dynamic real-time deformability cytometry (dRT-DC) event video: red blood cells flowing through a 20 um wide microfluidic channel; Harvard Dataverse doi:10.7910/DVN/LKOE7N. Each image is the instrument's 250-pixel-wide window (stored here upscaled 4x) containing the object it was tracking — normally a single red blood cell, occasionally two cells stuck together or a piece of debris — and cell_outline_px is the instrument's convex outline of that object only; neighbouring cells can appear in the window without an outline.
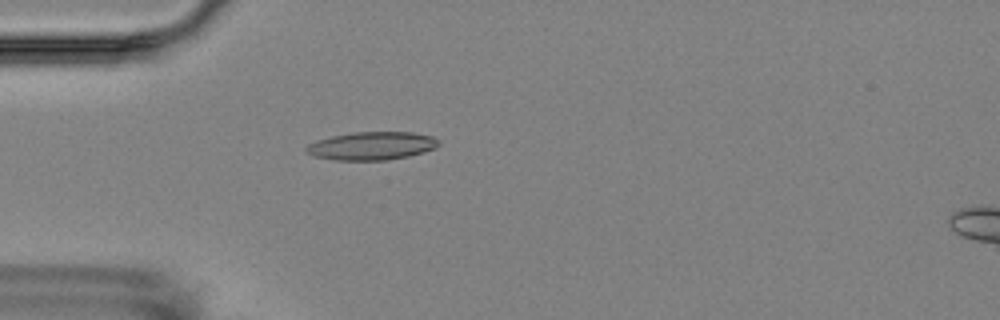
{"species": "Egyptian fruit bat (a non-hibernating species)", "species_latin": "Rousettus aegyptiacus", "temperature_condition": "room temperature", "stored_images_in_passage": 4, "camera_frame_rate_fps": 3000, "um_per_image_px": 0.085, "animal": {"sex": "female"}, "frame": {"image": 1, "passage_image": 4, "time_ms": 4.333, "image_size_px": [1000, 320], "cell_outline_px": [[440, 144], [436, 148], [424, 152], [408, 156], [384, 160], [336, 160], [312, 156], [304, 152], [304, 148], [308, 144], [316, 140], [332, 136], [352, 132], [412, 132], [432, 136]], "centroid_in_image_um": [31.55, 12.4], "position_along_channel_um": 53.5, "area_um2": 21.79}}